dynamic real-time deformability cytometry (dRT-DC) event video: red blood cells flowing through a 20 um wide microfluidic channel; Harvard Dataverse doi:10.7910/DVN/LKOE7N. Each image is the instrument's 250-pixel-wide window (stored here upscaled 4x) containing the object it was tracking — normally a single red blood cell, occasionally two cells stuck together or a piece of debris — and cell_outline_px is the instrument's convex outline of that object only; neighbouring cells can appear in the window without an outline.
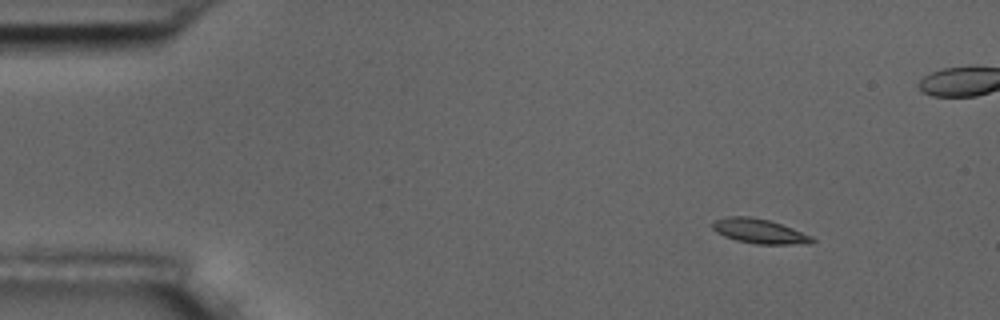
{"species": "common noctule bat (a hibernating species)", "species_latin": "Nyctalus noctula", "temperature_condition": "room temperature", "stored_images_in_passage": 5, "camera_frame_rate_fps": 3000, "um_per_image_px": 0.085, "animal": {"sex": "male", "body_mass_g": 17.5, "forearm_length_mm": 52.3}, "frame": {"image": 1, "passage_image": 1, "time_ms": 0.0, "image_size_px": [1000, 320], "cell_outline_px": [[816, 240], [812, 244], [756, 244], [736, 240], [724, 236], [716, 232], [712, 228], [712, 220], [728, 216], [748, 216], [768, 220], [792, 228], [812, 236]], "centroid_in_image_um": [64.54, 19.65], "position_along_channel_um": 20.5, "area_um2": 14.33}}